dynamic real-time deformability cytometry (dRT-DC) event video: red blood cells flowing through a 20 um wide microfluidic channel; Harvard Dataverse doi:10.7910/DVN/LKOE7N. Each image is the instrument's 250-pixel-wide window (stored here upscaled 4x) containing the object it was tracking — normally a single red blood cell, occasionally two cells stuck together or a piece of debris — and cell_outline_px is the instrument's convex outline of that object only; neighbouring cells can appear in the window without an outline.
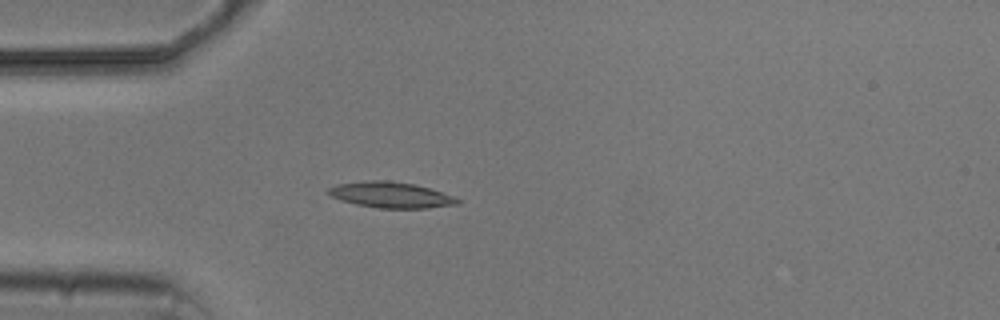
{"species": "common noctule bat (a hibernating species)", "species_latin": "Nyctalus noctula", "temperature_condition": "cold", "stored_images_in_passage": 7, "camera_frame_rate_fps": 3000, "um_per_image_px": 0.085, "animal": {"sex": "male", "body_mass_g": 20.5, "forearm_length_mm": 52.5}, "frame": {"image": 1, "passage_image": 2, "time_ms": 1.333, "image_size_px": [1000, 320], "cell_outline_px": [[460, 204], [428, 208], [380, 208], [356, 204], [340, 200], [324, 192], [328, 188], [336, 184], [364, 180], [388, 180], [416, 184], [432, 188], [452, 196], [460, 200]], "centroid_in_image_um": [33.21, 16.55], "position_along_channel_um": 51.8, "area_um2": 19.71}}